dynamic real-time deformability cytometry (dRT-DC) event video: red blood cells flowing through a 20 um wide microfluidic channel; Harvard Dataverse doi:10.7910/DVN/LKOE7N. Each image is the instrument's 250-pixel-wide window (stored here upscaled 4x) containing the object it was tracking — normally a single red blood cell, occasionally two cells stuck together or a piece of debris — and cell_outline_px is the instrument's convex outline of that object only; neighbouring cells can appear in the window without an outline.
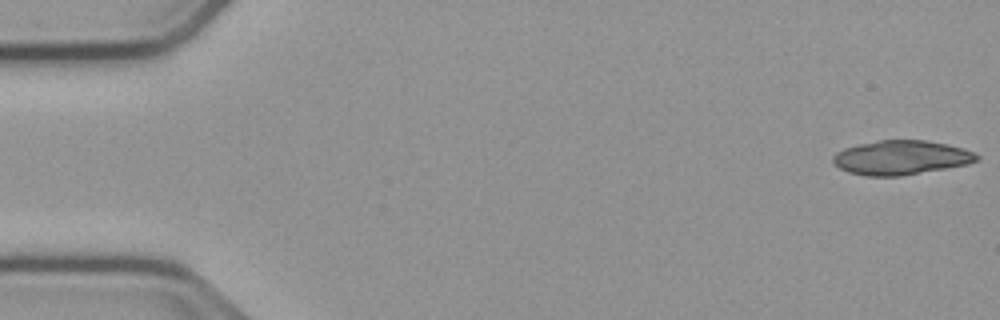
{"species": "common noctule bat (a hibernating species)", "species_latin": "Nyctalus noctula", "temperature_condition": "cold", "stored_images_in_passage": 11, "camera_frame_rate_fps": 3000, "um_per_image_px": 0.085, "animal": {"sex": "male", "body_mass_g": 23.1, "forearm_length_mm": 52.7}, "frame": {"image": 1, "passage_image": 1, "time_ms": 0.0, "image_size_px": [1000, 320], "cell_outline_px": [[980, 156], [976, 160], [968, 164], [900, 176], [868, 176], [848, 172], [840, 168], [832, 160], [832, 156], [836, 152], [844, 148], [876, 140], [928, 140], [948, 144], [964, 148]], "centroid_in_image_um": [76.58, 13.38], "position_along_channel_um": 8.4, "area_um2": 28.61}}